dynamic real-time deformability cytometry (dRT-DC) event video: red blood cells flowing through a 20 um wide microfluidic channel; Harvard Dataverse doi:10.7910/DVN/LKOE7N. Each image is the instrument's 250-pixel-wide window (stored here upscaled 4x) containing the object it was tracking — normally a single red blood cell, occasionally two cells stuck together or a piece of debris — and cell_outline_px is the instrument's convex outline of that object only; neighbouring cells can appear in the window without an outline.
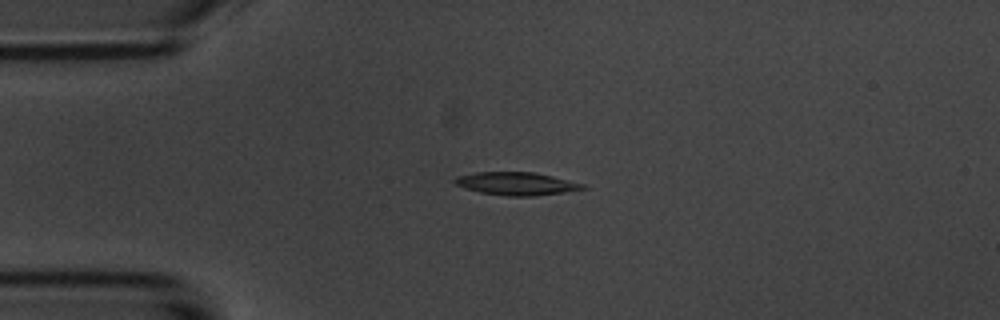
{"species": "common noctule bat (a hibernating species)", "species_latin": "Nyctalus noctula", "temperature_condition": "room temperature", "stored_images_in_passage": 6, "camera_frame_rate_fps": 3000, "um_per_image_px": 0.085, "animal": {"sex": "male", "body_mass_g": 20.1, "forearm_length_mm": 53.5}, "frame": {"image": 1, "passage_image": 3, "time_ms": 2.333, "image_size_px": [1000, 320], "cell_outline_px": [[588, 188], [564, 192], [532, 196], [508, 196], [480, 192], [456, 184], [452, 180], [456, 176], [476, 172], [532, 172], [552, 176], [584, 184]], "centroid_in_image_um": [43.89, 15.6], "position_along_channel_um": 41.1, "area_um2": 16.88}}
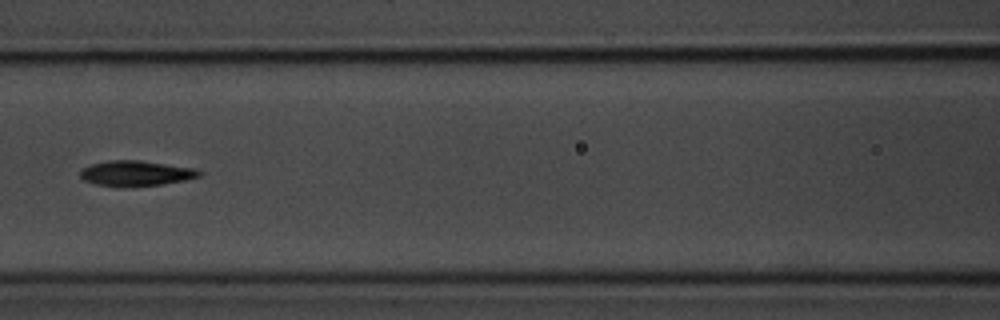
{"frame": {"image": 2, "passage_image": 6, "time_ms": 6.0, "image_size_px": [1000, 320], "cell_outline_px": [[204, 172], [200, 176], [184, 180], [164, 184], [96, 184], [84, 180], [80, 176], [80, 172], [84, 168], [92, 164], [108, 160], [140, 160], [192, 168]], "centroid_in_image_um": [11.59, 14.69], "position_along_channel_um": 155.0, "area_um2": 16.65}}